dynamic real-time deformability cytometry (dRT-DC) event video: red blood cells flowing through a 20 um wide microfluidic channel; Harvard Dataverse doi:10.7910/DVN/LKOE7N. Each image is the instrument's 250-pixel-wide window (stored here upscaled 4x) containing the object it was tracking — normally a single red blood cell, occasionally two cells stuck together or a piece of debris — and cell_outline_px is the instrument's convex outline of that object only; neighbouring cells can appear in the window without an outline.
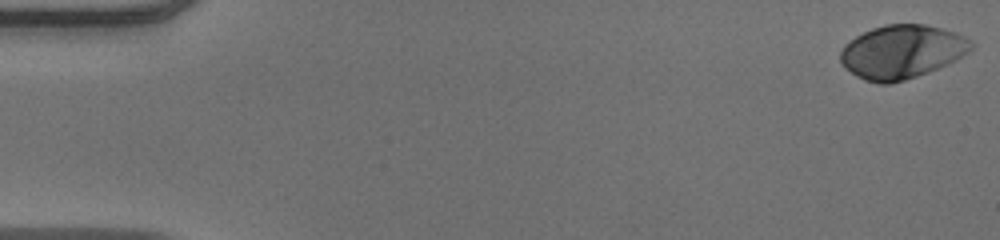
{"species": "human", "species_latin": "Homo sapiens", "temperature_condition": "warm", "stored_images_in_passage": 53, "camera_frame_rate_fps": 3000, "um_per_image_px": 0.085, "donor": {"sex": "male"}, "frame": {"image": 1, "passage_image": 1, "time_ms": 0.0, "image_size_px": [1000, 240], "cell_outline_px": [[972, 48], [968, 52], [956, 60], [948, 64], [928, 72], [904, 80], [888, 84], [880, 84], [864, 80], [856, 76], [844, 68], [840, 64], [840, 52], [844, 44], [856, 36], [872, 28], [884, 24], [924, 24], [956, 32], [964, 36], [972, 44]], "centroid_in_image_um": [76.62, 4.41], "position_along_channel_um": 8.4, "area_um2": 40.86}}
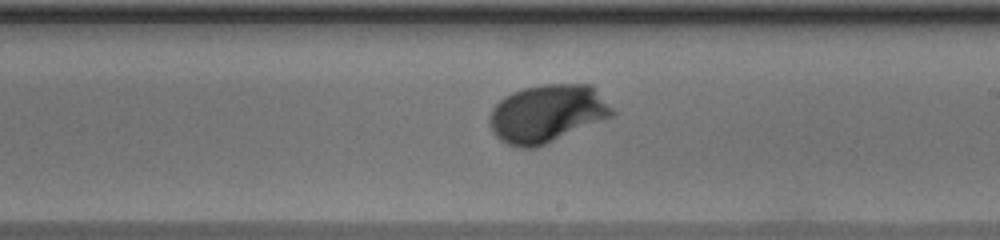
{"frame": {"image": 2, "passage_image": 31, "time_ms": 10.0, "image_size_px": [1000, 240], "cell_outline_px": [[616, 112], [612, 116], [536, 148], [520, 148], [508, 144], [500, 140], [492, 132], [488, 120], [492, 108], [504, 96], [512, 92], [524, 88], [544, 84], [592, 84]], "centroid_in_image_um": [46.49, 9.65], "position_along_channel_um": 242.5, "area_um2": 41.33}}
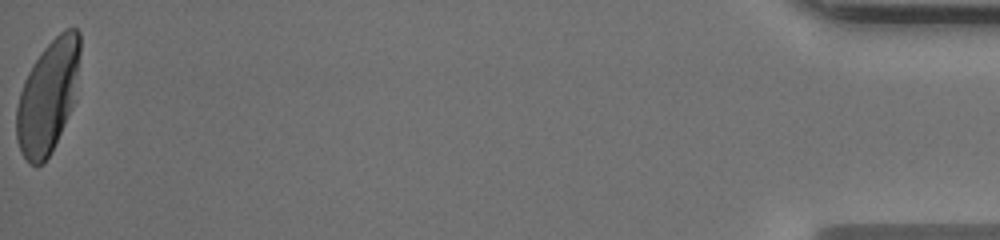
{"frame": {"image": 3, "passage_image": 53, "time_ms": 17.333, "image_size_px": [1000, 240], "cell_outline_px": [[80, 52], [76, 100], [52, 152], [40, 164], [28, 164], [16, 140], [16, 108], [20, 92], [24, 80], [32, 64], [44, 48], [64, 28], [76, 28], [80, 32]], "centroid_in_image_um": [4.09, 8.19], "position_along_channel_um": 431.1, "area_um2": 41.96}, "authors_computed_cell_mechanics": {"area_um2": 39.8242, "velocity_mm_per_s": 3.9075, "shape_relaxation_time_tau1_ms": 2.3686, "shape_relaxation_time_tau2_ms": null, "deformation_change_tau1": 0.1842, "deformation_change_tau2": null}}